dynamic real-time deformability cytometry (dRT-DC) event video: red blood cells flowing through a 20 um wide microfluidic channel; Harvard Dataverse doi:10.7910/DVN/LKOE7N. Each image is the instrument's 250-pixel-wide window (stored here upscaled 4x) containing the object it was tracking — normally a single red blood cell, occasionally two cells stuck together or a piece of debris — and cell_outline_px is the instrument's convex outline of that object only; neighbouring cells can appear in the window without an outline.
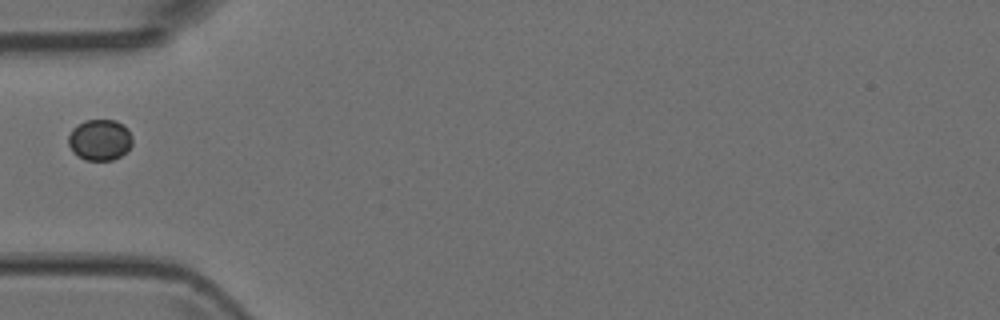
{"species": "Egyptian fruit bat (a non-hibernating species)", "species_latin": "Rousettus aegyptiacus", "temperature_condition": "room temperature", "stored_images_in_passage": 1, "camera_frame_rate_fps": 3000, "um_per_image_px": 0.085, "animal": {"sex": "female"}, "frame": {"image": 1, "passage_image": 1, "time_ms": 0.0, "image_size_px": [1000, 320], "cell_outline_px": [[132, 144], [120, 156], [112, 160], [84, 160], [76, 156], [72, 152], [68, 144], [68, 136], [72, 128], [84, 120], [116, 120], [124, 124], [128, 128], [132, 136]], "centroid_in_image_um": [8.46, 11.88], "position_along_channel_um": 76.5, "area_um2": 15.55}}